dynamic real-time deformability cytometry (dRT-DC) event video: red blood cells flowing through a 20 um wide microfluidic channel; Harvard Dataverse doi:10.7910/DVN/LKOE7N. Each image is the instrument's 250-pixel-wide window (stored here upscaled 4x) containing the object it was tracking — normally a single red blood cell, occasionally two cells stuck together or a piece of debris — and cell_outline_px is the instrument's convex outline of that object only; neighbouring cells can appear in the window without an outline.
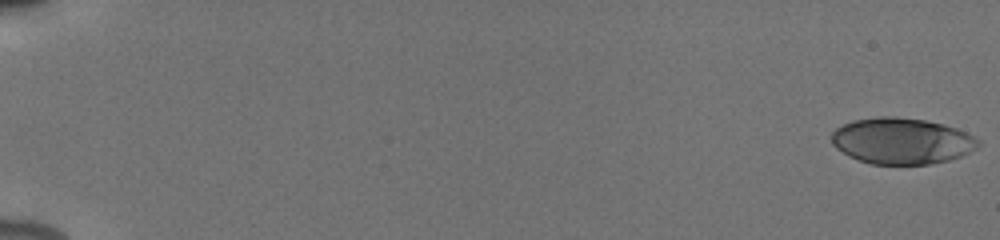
{"species": "human", "species_latin": "Homo sapiens", "temperature_condition": "cold", "stored_images_in_passage": 54, "camera_frame_rate_fps": 3000, "um_per_image_px": 0.085, "donor": {"sex": "male"}, "frame": {"image": 1, "passage_image": 1, "time_ms": 0.0, "image_size_px": [1000, 240], "cell_outline_px": [[980, 144], [976, 148], [960, 156], [948, 160], [928, 164], [872, 164], [848, 156], [836, 148], [832, 144], [832, 132], [836, 128], [852, 120], [876, 116], [896, 116], [924, 120], [944, 124], [956, 128], [980, 140]], "centroid_in_image_um": [76.62, 11.97], "position_along_channel_um": 8.4, "area_um2": 39.42}}
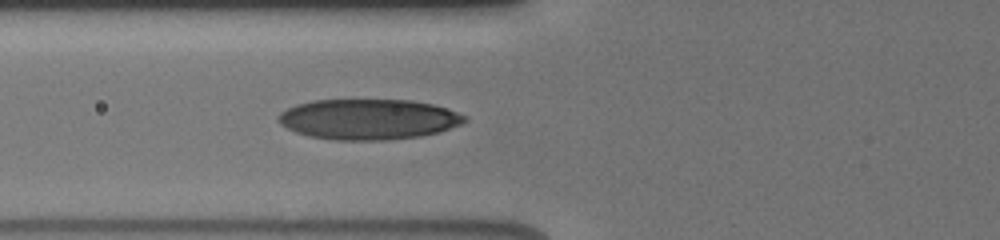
{"frame": {"image": 2, "passage_image": 23, "time_ms": 7.333, "image_size_px": [1000, 240], "cell_outline_px": [[468, 120], [464, 124], [440, 132], [420, 136], [388, 140], [336, 140], [308, 136], [296, 132], [280, 124], [276, 120], [276, 116], [280, 112], [296, 104], [312, 100], [412, 100], [432, 104], [448, 108], [468, 116]], "centroid_in_image_um": [31.35, 10.14], "position_along_channel_um": 94.5, "area_um2": 44.45}}
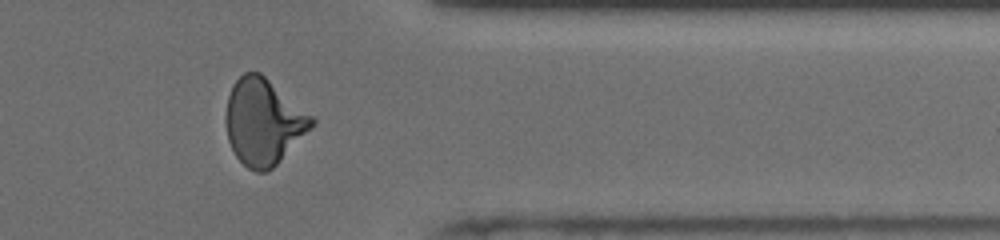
{"frame": {"image": 3, "passage_image": 46, "time_ms": 15.0, "image_size_px": [1000, 240], "cell_outline_px": [[316, 124], [268, 172], [256, 172], [248, 168], [236, 156], [228, 140], [224, 120], [224, 116], [228, 96], [232, 84], [244, 72], [260, 72], [316, 116]], "centroid_in_image_um": [22.41, 10.33], "position_along_channel_um": 389.0, "area_um2": 43.64}, "authors_computed_cell_mechanics": {"area_um2": 41.4426, "velocity_mm_per_s": 3.9342, "shape_relaxation_time_tau1_ms": 5.4326, "shape_relaxation_time_tau2_ms": 1.5222, "deformation_change_tau1": 0.1815, "deformation_change_tau2": 0.0709}}